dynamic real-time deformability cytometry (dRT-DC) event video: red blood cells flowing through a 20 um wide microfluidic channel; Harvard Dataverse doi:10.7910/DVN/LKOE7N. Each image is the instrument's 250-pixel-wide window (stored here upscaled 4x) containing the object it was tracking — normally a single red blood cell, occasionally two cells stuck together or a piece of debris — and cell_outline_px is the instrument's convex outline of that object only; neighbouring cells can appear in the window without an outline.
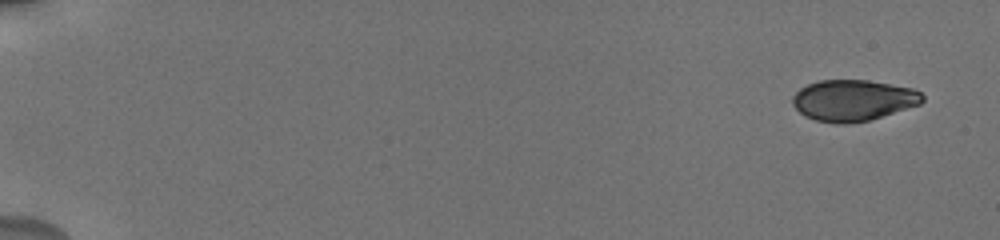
{"species": "human", "species_latin": "Homo sapiens", "temperature_condition": "cold", "stored_images_in_passage": 8, "camera_frame_rate_fps": 3000, "um_per_image_px": 0.085, "donor": {"sex": "male"}, "frame": {"image": 1, "passage_image": 1, "time_ms": 0.0, "image_size_px": [1000, 240], "cell_outline_px": [[924, 100], [920, 104], [868, 120], [848, 124], [836, 124], [816, 120], [804, 116], [792, 104], [792, 96], [800, 88], [808, 84], [820, 80], [868, 80], [912, 88], [920, 92], [924, 96]], "centroid_in_image_um": [72.49, 8.52], "position_along_channel_um": 12.5, "area_um2": 31.04}}
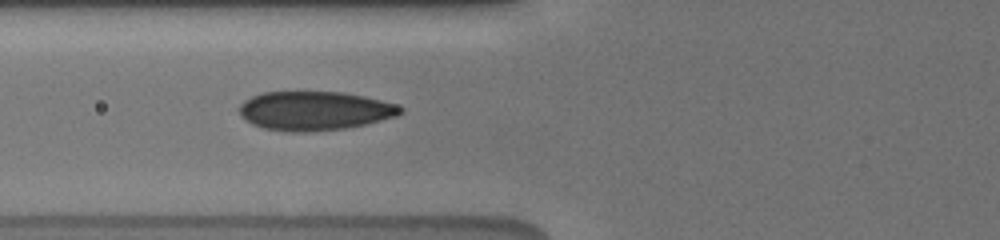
{"frame": {"image": 2, "passage_image": 7, "time_ms": 7.0, "image_size_px": [1000, 240], "cell_outline_px": [[404, 112], [396, 116], [364, 124], [344, 128], [308, 132], [288, 132], [264, 128], [252, 124], [244, 120], [240, 116], [236, 108], [244, 100], [252, 96], [264, 92], [344, 92], [364, 96], [400, 104], [404, 108]], "centroid_in_image_um": [26.72, 9.41], "position_along_channel_um": 99.1, "area_um2": 36.93}}
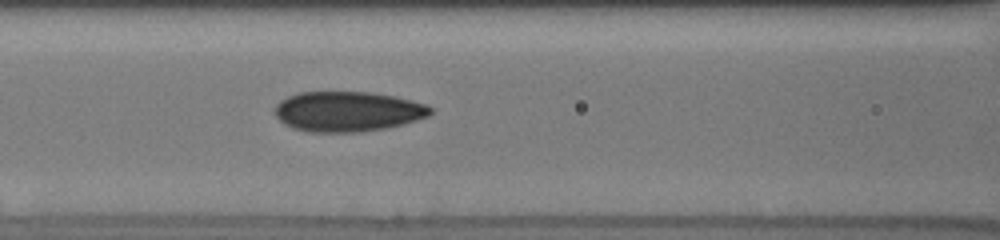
{"frame": {"image": 3, "passage_image": 8, "time_ms": 8.0, "image_size_px": [1000, 240], "cell_outline_px": [[432, 112], [428, 116], [404, 124], [388, 128], [360, 132], [308, 132], [292, 128], [284, 124], [276, 116], [276, 104], [280, 100], [288, 96], [300, 92], [368, 92], [392, 96], [412, 100], [428, 104], [432, 108]], "centroid_in_image_um": [29.56, 9.48], "position_along_channel_um": 137.0, "area_um2": 36.53}}